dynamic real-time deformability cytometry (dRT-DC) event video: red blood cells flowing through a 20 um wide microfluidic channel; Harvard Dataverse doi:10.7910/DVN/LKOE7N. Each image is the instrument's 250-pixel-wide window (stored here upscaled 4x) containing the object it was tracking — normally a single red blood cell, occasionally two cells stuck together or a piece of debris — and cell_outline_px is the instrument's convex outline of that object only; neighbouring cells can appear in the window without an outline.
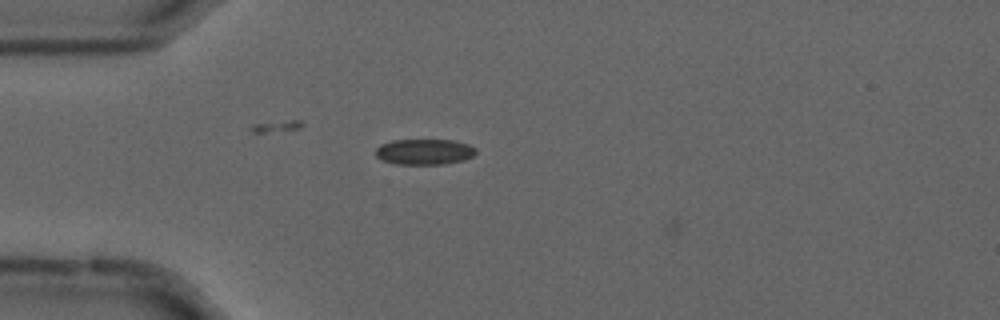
{"species": "common noctule bat (a hibernating species)", "species_latin": "Nyctalus noctula", "temperature_condition": "cold", "stored_images_in_passage": 2, "camera_frame_rate_fps": 3000, "um_per_image_px": 0.085, "animal": {"sex": "male", "forearm_length_mm": 52.5}, "frame": {"image": 1, "passage_image": 1, "time_ms": 0.0, "image_size_px": [1000, 320], "cell_outline_px": [[476, 152], [472, 156], [464, 160], [444, 164], [396, 164], [384, 160], [376, 156], [376, 148], [380, 144], [392, 140], [452, 140], [468, 144], [476, 148]], "centroid_in_image_um": [36.07, 12.9], "position_along_channel_um": 48.9, "area_um2": 14.97}}